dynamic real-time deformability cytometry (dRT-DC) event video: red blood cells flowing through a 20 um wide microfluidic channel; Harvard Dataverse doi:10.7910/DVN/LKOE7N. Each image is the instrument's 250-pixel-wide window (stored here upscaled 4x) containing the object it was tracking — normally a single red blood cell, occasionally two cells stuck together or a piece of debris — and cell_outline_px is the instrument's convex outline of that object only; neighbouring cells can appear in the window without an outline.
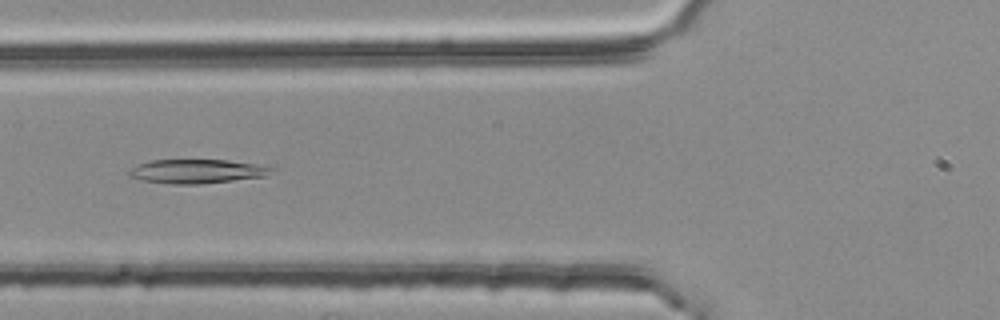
{"species": "common noctule bat (a hibernating species)", "species_latin": "Nyctalus noctula", "temperature_condition": "room temperature", "stored_images_in_passage": 3, "camera_frame_rate_fps": 3000, "um_per_image_px": 0.085, "animal": {"sex": "female", "body_mass_g": 25.1}, "frame": {"image": 1, "passage_image": 3, "time_ms": 0.667, "image_size_px": [1000, 320], "cell_outline_px": [[276, 168], [268, 176], [200, 184], [172, 184], [144, 180], [128, 176], [128, 172], [132, 168], [148, 160], [228, 160], [260, 164]], "centroid_in_image_um": [16.81, 14.55], "position_along_channel_um": 109.0, "area_um2": 20.0}}